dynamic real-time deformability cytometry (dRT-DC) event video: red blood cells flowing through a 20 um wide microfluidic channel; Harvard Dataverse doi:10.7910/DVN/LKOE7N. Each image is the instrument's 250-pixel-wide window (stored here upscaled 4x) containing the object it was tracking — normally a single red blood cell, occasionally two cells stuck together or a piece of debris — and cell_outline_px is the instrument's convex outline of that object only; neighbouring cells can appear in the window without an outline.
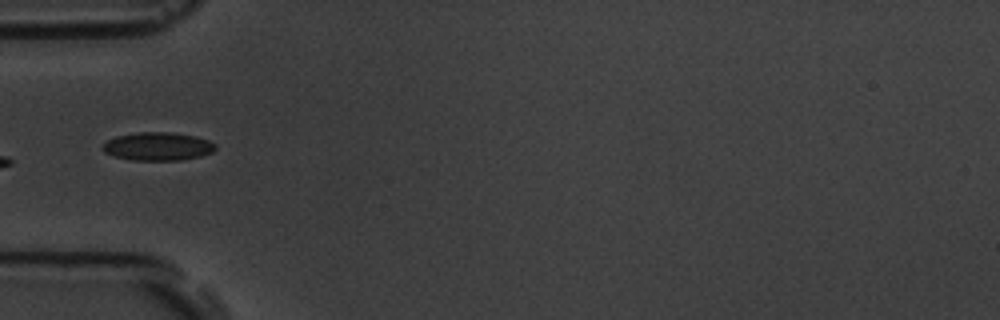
{"species": "common noctule bat (a hibernating species)", "species_latin": "Nyctalus noctula", "temperature_condition": "room temperature", "stored_images_in_passage": 9, "camera_frame_rate_fps": 3000, "um_per_image_px": 0.085, "animal": {"sex": "male", "body_mass_g": 19.5, "forearm_length_mm": 54.6}, "frame": {"image": 1, "passage_image": 3, "time_ms": 2.333, "image_size_px": [1000, 320], "cell_outline_px": [[216, 148], [212, 152], [200, 156], [180, 160], [132, 160], [112, 156], [104, 152], [100, 148], [108, 140], [116, 136], [136, 132], [172, 132], [196, 136], [208, 140], [216, 144]], "centroid_in_image_um": [13.4, 12.44], "position_along_channel_um": 71.6, "area_um2": 18.67}}
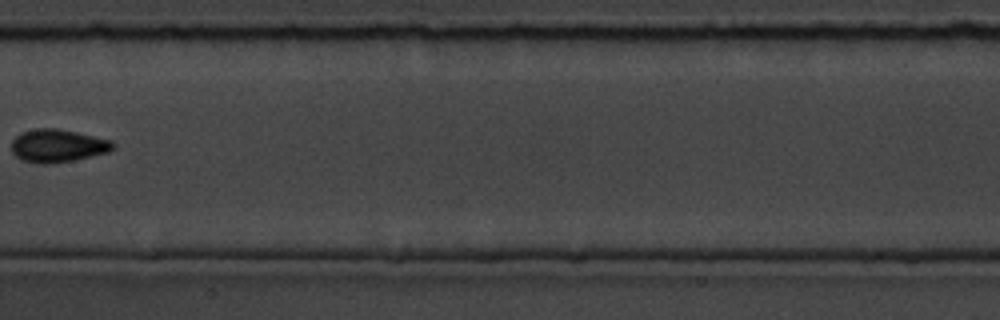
{"frame": {"image": 2, "passage_image": 6, "time_ms": 6.0, "image_size_px": [1000, 320], "cell_outline_px": [[116, 148], [108, 152], [72, 160], [48, 164], [40, 164], [20, 160], [12, 152], [12, 140], [20, 132], [36, 128], [56, 128], [76, 132], [112, 140], [116, 144]], "centroid_in_image_um": [4.9, 12.38], "position_along_channel_um": 202.5, "area_um2": 19.59}}
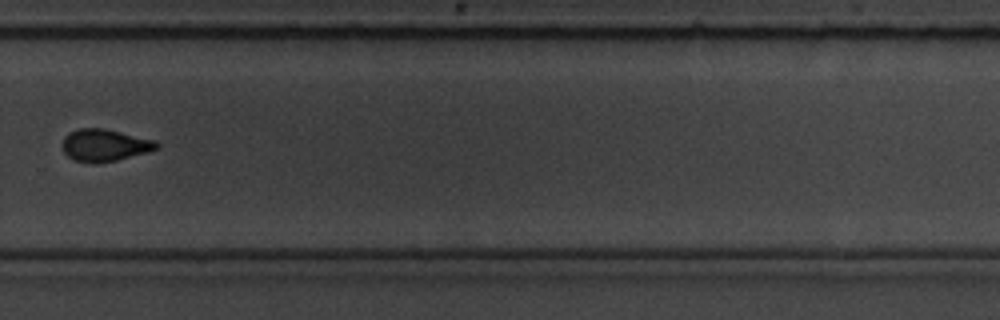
{"frame": {"image": 3, "passage_image": 9, "time_ms": 9.333, "image_size_px": [1000, 320], "cell_outline_px": [[160, 144], [156, 148], [144, 152], [116, 160], [96, 164], [92, 164], [72, 160], [64, 152], [64, 136], [68, 132], [80, 128], [104, 128], [156, 140]], "centroid_in_image_um": [8.86, 12.34], "position_along_channel_um": 320.9, "area_um2": 17.57}}